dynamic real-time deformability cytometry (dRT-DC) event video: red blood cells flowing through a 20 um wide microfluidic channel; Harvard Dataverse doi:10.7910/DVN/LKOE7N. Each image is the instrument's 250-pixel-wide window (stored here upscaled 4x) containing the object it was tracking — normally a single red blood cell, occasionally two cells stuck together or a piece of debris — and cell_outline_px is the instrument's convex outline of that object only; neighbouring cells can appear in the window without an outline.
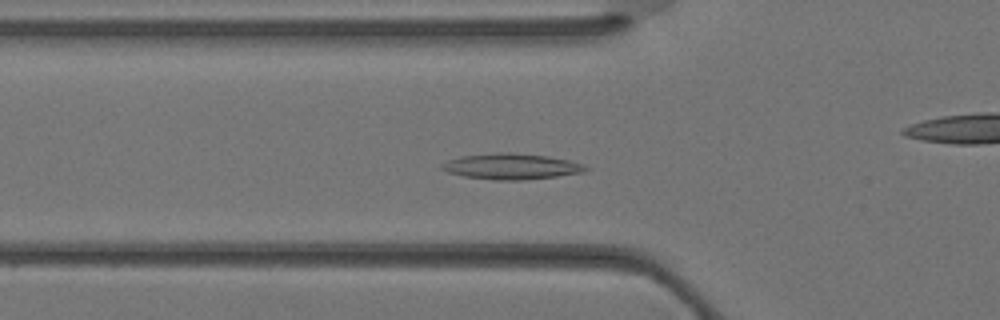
{"species": "Egyptian fruit bat (a non-hibernating species)", "species_latin": "Rousettus aegyptiacus", "temperature_condition": "warm", "stored_images_in_passage": 38, "camera_frame_rate_fps": 3000, "um_per_image_px": 0.085, "animal": {"sex": "female"}, "frame": {"image": 1, "passage_image": 13, "time_ms": 4.0, "image_size_px": [1000, 320], "cell_outline_px": [[588, 168], [584, 172], [556, 176], [524, 180], [496, 180], [464, 176], [448, 172], [440, 168], [440, 164], [448, 160], [460, 156], [496, 152], [508, 152], [548, 156], [568, 160], [584, 164]], "centroid_in_image_um": [43.44, 14.14], "position_along_channel_um": 82.4, "area_um2": 21.62}}
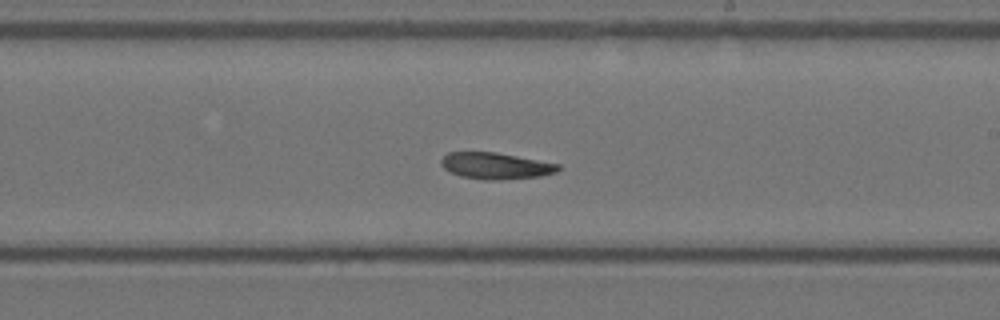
{"frame": {"image": 2, "passage_image": 22, "time_ms": 7.0, "image_size_px": [1000, 320], "cell_outline_px": [[560, 168], [556, 172], [540, 176], [500, 180], [488, 180], [460, 176], [448, 172], [440, 164], [440, 160], [448, 152], [496, 152], [560, 164]], "centroid_in_image_um": [42.1, 14.09], "position_along_channel_um": 246.9, "area_um2": 18.09}}
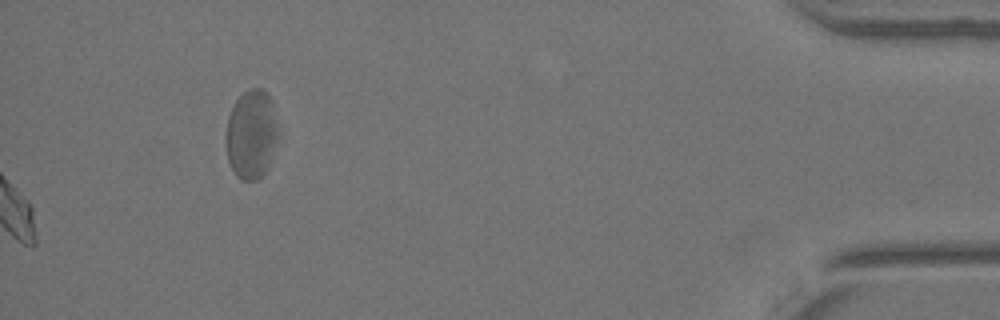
{"frame": {"image": 3, "passage_image": 38, "time_ms": 12.333, "image_size_px": [1000, 320], "cell_outline_px": [[280, 136], [268, 168], [256, 180], [240, 180], [236, 176], [228, 160], [224, 136], [228, 116], [236, 100], [244, 92], [252, 88], [260, 88], [272, 100], [280, 132]], "centroid_in_image_um": [21.38, 11.43], "position_along_channel_um": 413.8, "area_um2": 27.63}}